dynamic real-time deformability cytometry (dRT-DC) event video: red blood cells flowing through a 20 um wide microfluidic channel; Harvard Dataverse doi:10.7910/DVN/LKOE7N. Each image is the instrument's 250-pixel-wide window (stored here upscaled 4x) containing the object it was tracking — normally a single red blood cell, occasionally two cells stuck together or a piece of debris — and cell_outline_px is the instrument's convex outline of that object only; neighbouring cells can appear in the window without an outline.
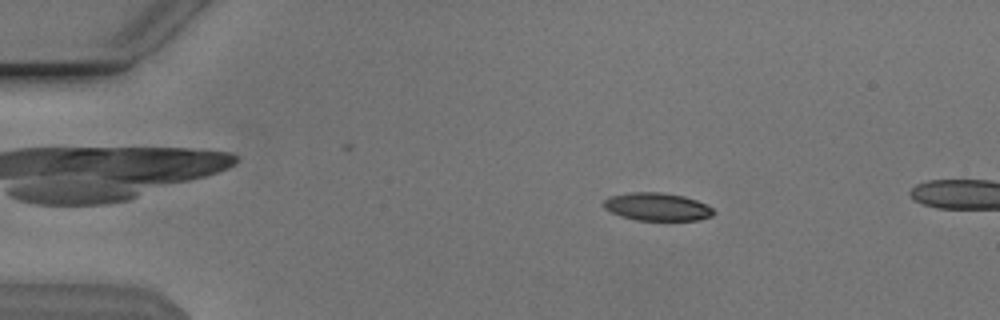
{"species": "Egyptian fruit bat (a non-hibernating species)", "species_latin": "Rousettus aegyptiacus", "temperature_condition": "cold", "stored_images_in_passage": 46, "camera_frame_rate_fps": 3000, "um_per_image_px": 0.085, "animal": {"sex": "male"}, "frame": {"image": 1, "passage_image": 3, "time_ms": 0.667, "image_size_px": [1000, 320], "cell_outline_px": [[716, 212], [712, 216], [700, 220], [636, 220], [620, 216], [604, 208], [604, 200], [608, 196], [632, 192], [660, 192], [684, 196], [696, 200], [712, 208]], "centroid_in_image_um": [55.86, 17.58], "position_along_channel_um": 29.1, "area_um2": 17.86}}
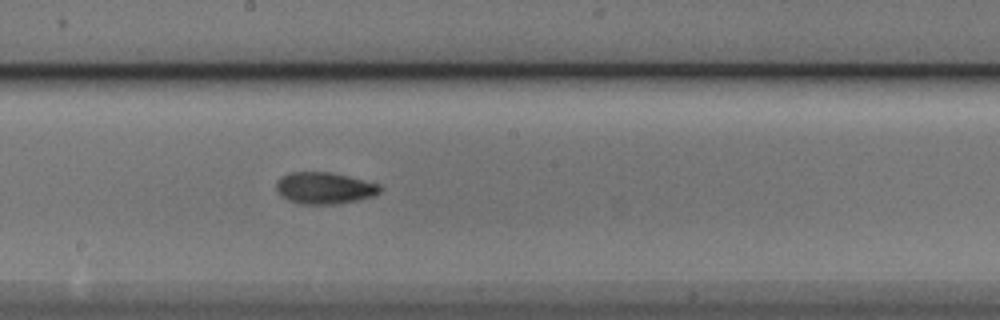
{"frame": {"image": 2, "passage_image": 23, "time_ms": 7.333, "image_size_px": [1000, 320], "cell_outline_px": [[384, 188], [380, 192], [372, 196], [360, 200], [332, 204], [300, 204], [288, 200], [280, 196], [276, 188], [276, 180], [280, 176], [292, 172], [332, 172], [380, 184]], "centroid_in_image_um": [27.57, 15.98], "position_along_channel_um": 220.6, "area_um2": 19.36}}
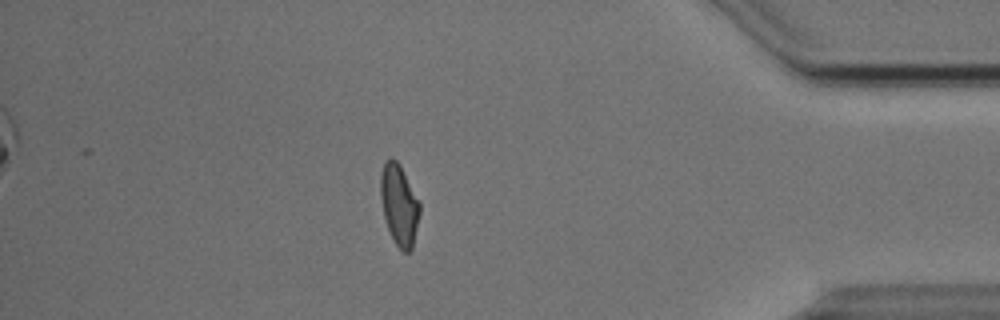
{"frame": {"image": 3, "passage_image": 40, "time_ms": 13.0, "image_size_px": [1000, 320], "cell_outline_px": [[420, 212], [412, 248], [408, 252], [404, 252], [396, 244], [388, 228], [384, 216], [380, 196], [380, 176], [384, 164], [388, 156], [392, 156], [400, 164], [420, 204]], "centroid_in_image_um": [33.92, 17.37], "position_along_channel_um": 401.3, "area_um2": 18.26}, "authors_computed_cell_mechanics": {"area_um2": 18.5827, "velocity_mm_per_s": 3.836, "shape_relaxation_time_tau1_ms": 4.8913, "shape_relaxation_time_tau2_ms": 3.1644, "deformation_change_tau1": 0.156, "deformation_change_tau2": 0.0897}}